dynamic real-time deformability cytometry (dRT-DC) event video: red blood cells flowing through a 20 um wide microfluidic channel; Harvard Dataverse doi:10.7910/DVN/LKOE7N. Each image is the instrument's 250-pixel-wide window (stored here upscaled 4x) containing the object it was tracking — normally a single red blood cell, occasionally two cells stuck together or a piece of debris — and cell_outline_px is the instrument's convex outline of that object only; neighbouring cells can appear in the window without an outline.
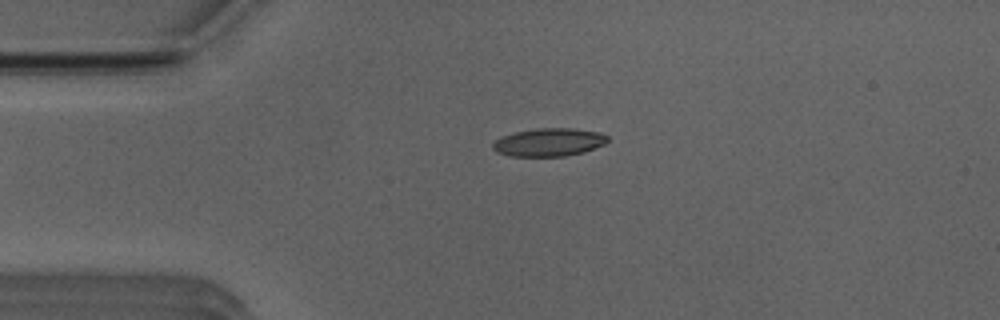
{"species": "Egyptian fruit bat (a non-hibernating species)", "species_latin": "Rousettus aegyptiacus", "temperature_condition": "room temperature", "stored_images_in_passage": 41, "camera_frame_rate_fps": 3000, "um_per_image_px": 0.085, "animal": {"sex": "male"}, "frame": {"image": 1, "passage_image": 1, "time_ms": 0.0, "image_size_px": [1000, 320], "cell_outline_px": [[608, 140], [604, 144], [584, 152], [564, 156], [508, 156], [496, 152], [492, 148], [492, 144], [500, 136], [516, 132], [536, 128], [572, 128], [600, 132], [608, 136]], "centroid_in_image_um": [46.64, 12.09], "position_along_channel_um": 38.4, "area_um2": 18.84}}
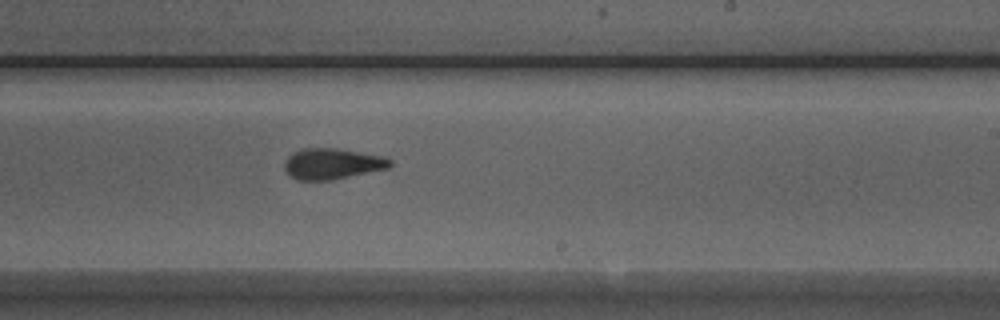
{"frame": {"image": 2, "passage_image": 20, "time_ms": 6.333, "image_size_px": [1000, 320], "cell_outline_px": [[392, 164], [388, 168], [332, 180], [296, 180], [288, 176], [284, 172], [284, 160], [292, 152], [300, 148], [336, 148], [388, 156], [392, 160]], "centroid_in_image_um": [28.21, 13.91], "position_along_channel_um": 260.8, "area_um2": 19.48}}
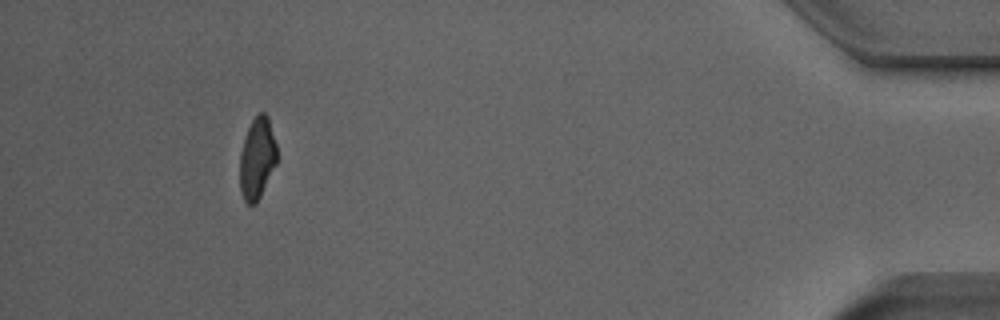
{"frame": {"image": 3, "passage_image": 37, "time_ms": 12.0, "image_size_px": [1000, 320], "cell_outline_px": [[276, 164], [256, 204], [248, 204], [244, 200], [240, 192], [240, 152], [248, 128], [252, 120], [260, 112], [264, 112], [268, 116], [276, 144]], "centroid_in_image_um": [21.85, 13.46], "position_along_channel_um": 413.4, "area_um2": 17.46}, "authors_computed_cell_mechanics": {"area_um2": 19.074, "velocity_mm_per_s": 3.9392, "shape_relaxation_time_tau1_ms": 7.1687, "shape_relaxation_time_tau2_ms": 2.0788, "deformation_change_tau1": 0.1974, "deformation_change_tau2": 0.1035}}